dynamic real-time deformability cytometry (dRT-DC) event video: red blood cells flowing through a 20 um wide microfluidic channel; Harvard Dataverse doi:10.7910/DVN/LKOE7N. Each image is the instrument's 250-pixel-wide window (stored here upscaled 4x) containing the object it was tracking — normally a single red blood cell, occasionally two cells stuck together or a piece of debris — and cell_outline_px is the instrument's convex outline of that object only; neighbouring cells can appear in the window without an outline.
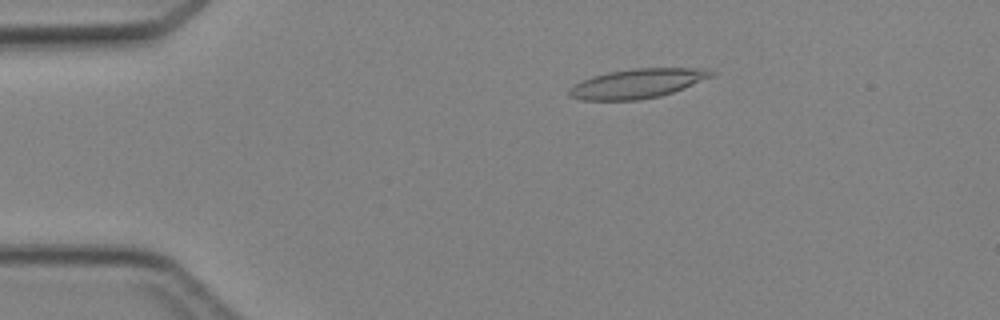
{"species": "Egyptian fruit bat (a non-hibernating species)", "species_latin": "Rousettus aegyptiacus", "temperature_condition": "cold", "stored_images_in_passage": 4, "camera_frame_rate_fps": 3000, "um_per_image_px": 0.085, "animal": {"sex": "female"}, "frame": {"image": 1, "passage_image": 3, "time_ms": 2.333, "image_size_px": [1000, 320], "cell_outline_px": [[716, 72], [712, 76], [684, 88], [660, 96], [640, 100], [580, 100], [568, 96], [568, 88], [580, 80], [592, 76], [608, 72], [636, 68], [708, 68]], "centroid_in_image_um": [54.14, 7.1], "position_along_channel_um": 30.9, "area_um2": 24.51}}